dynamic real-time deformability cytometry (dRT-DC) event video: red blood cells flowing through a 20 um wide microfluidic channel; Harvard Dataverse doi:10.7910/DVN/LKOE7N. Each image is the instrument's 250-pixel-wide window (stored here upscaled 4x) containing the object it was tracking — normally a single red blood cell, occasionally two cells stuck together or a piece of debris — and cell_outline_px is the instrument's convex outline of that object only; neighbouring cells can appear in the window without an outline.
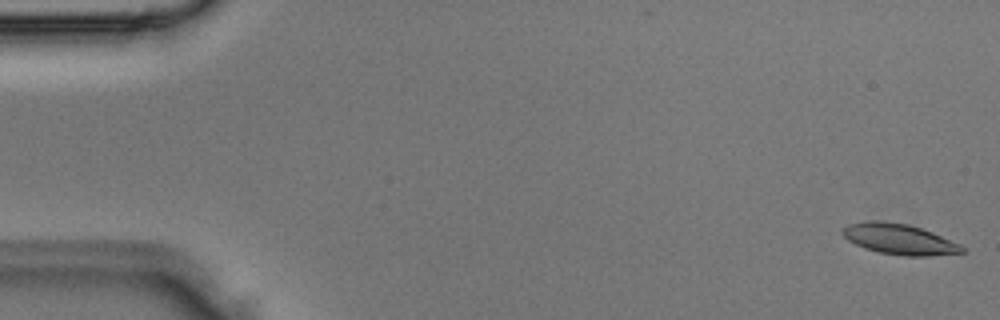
{"species": "Egyptian fruit bat (a non-hibernating species)", "species_latin": "Rousettus aegyptiacus", "temperature_condition": "room temperature", "stored_images_in_passage": 3, "camera_frame_rate_fps": 3000, "um_per_image_px": 0.085, "animal": {"sex": "male"}, "frame": {"image": 1, "passage_image": 1, "time_ms": 0.0, "image_size_px": [1000, 320], "cell_outline_px": [[964, 252], [928, 256], [904, 256], [880, 252], [864, 248], [848, 240], [840, 232], [848, 224], [864, 220], [880, 220], [908, 224], [932, 232], [960, 244], [964, 248]], "centroid_in_image_um": [76.4, 20.31], "position_along_channel_um": 8.6, "area_um2": 21.27}}